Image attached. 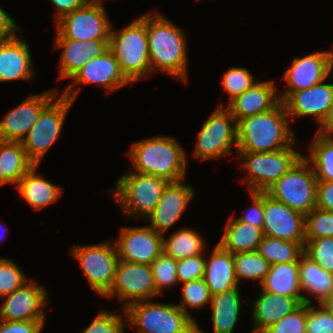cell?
Instances as JSON below:
<instances>
[{
	"instance_id": "6da1fadb",
	"label": "cell",
	"mask_w": 333,
	"mask_h": 333,
	"mask_svg": "<svg viewBox=\"0 0 333 333\" xmlns=\"http://www.w3.org/2000/svg\"><path fill=\"white\" fill-rule=\"evenodd\" d=\"M182 28L159 12L147 13L148 53L152 74L164 72L187 82V38Z\"/></svg>"
},
{
	"instance_id": "7a4b0ae2",
	"label": "cell",
	"mask_w": 333,
	"mask_h": 333,
	"mask_svg": "<svg viewBox=\"0 0 333 333\" xmlns=\"http://www.w3.org/2000/svg\"><path fill=\"white\" fill-rule=\"evenodd\" d=\"M285 106L241 119L237 123V152H275L296 145Z\"/></svg>"
},
{
	"instance_id": "3957f363",
	"label": "cell",
	"mask_w": 333,
	"mask_h": 333,
	"mask_svg": "<svg viewBox=\"0 0 333 333\" xmlns=\"http://www.w3.org/2000/svg\"><path fill=\"white\" fill-rule=\"evenodd\" d=\"M174 137L153 136L132 144L128 156L131 171L166 179L168 182L185 180L187 154Z\"/></svg>"
},
{
	"instance_id": "277c9868",
	"label": "cell",
	"mask_w": 333,
	"mask_h": 333,
	"mask_svg": "<svg viewBox=\"0 0 333 333\" xmlns=\"http://www.w3.org/2000/svg\"><path fill=\"white\" fill-rule=\"evenodd\" d=\"M108 48L131 83L152 74L148 53L147 14L139 16L118 31L111 28Z\"/></svg>"
},
{
	"instance_id": "5b68a950",
	"label": "cell",
	"mask_w": 333,
	"mask_h": 333,
	"mask_svg": "<svg viewBox=\"0 0 333 333\" xmlns=\"http://www.w3.org/2000/svg\"><path fill=\"white\" fill-rule=\"evenodd\" d=\"M124 310L126 323L137 333H205L177 304L141 300Z\"/></svg>"
},
{
	"instance_id": "8992f818",
	"label": "cell",
	"mask_w": 333,
	"mask_h": 333,
	"mask_svg": "<svg viewBox=\"0 0 333 333\" xmlns=\"http://www.w3.org/2000/svg\"><path fill=\"white\" fill-rule=\"evenodd\" d=\"M168 183L161 177L129 171L116 180L110 196L126 217L146 219L154 211Z\"/></svg>"
},
{
	"instance_id": "52a82bcc",
	"label": "cell",
	"mask_w": 333,
	"mask_h": 333,
	"mask_svg": "<svg viewBox=\"0 0 333 333\" xmlns=\"http://www.w3.org/2000/svg\"><path fill=\"white\" fill-rule=\"evenodd\" d=\"M265 193L305 216L316 208L317 179L312 165L303 155Z\"/></svg>"
},
{
	"instance_id": "ba28073f",
	"label": "cell",
	"mask_w": 333,
	"mask_h": 333,
	"mask_svg": "<svg viewBox=\"0 0 333 333\" xmlns=\"http://www.w3.org/2000/svg\"><path fill=\"white\" fill-rule=\"evenodd\" d=\"M73 101L57 95L39 114L38 119L22 140L26 155L34 165H39L46 153L59 139Z\"/></svg>"
},
{
	"instance_id": "9c48e42d",
	"label": "cell",
	"mask_w": 333,
	"mask_h": 333,
	"mask_svg": "<svg viewBox=\"0 0 333 333\" xmlns=\"http://www.w3.org/2000/svg\"><path fill=\"white\" fill-rule=\"evenodd\" d=\"M291 147L275 152H235L242 160V168L248 172L244 179L248 190L265 192L274 182L279 180L303 156Z\"/></svg>"
},
{
	"instance_id": "30bf717a",
	"label": "cell",
	"mask_w": 333,
	"mask_h": 333,
	"mask_svg": "<svg viewBox=\"0 0 333 333\" xmlns=\"http://www.w3.org/2000/svg\"><path fill=\"white\" fill-rule=\"evenodd\" d=\"M233 147L237 152V121L222 103L203 123L193 154L200 160L218 159Z\"/></svg>"
},
{
	"instance_id": "8fae6325",
	"label": "cell",
	"mask_w": 333,
	"mask_h": 333,
	"mask_svg": "<svg viewBox=\"0 0 333 333\" xmlns=\"http://www.w3.org/2000/svg\"><path fill=\"white\" fill-rule=\"evenodd\" d=\"M70 252L87 278L89 287L100 297L111 288L119 257L113 242L92 245H74Z\"/></svg>"
},
{
	"instance_id": "7c38bea8",
	"label": "cell",
	"mask_w": 333,
	"mask_h": 333,
	"mask_svg": "<svg viewBox=\"0 0 333 333\" xmlns=\"http://www.w3.org/2000/svg\"><path fill=\"white\" fill-rule=\"evenodd\" d=\"M107 14L102 3L88 1L81 8L64 15L55 27L65 39L109 40L113 25Z\"/></svg>"
},
{
	"instance_id": "4fadbf2b",
	"label": "cell",
	"mask_w": 333,
	"mask_h": 333,
	"mask_svg": "<svg viewBox=\"0 0 333 333\" xmlns=\"http://www.w3.org/2000/svg\"><path fill=\"white\" fill-rule=\"evenodd\" d=\"M122 302V309L129 304L151 300L159 296L156 290L153 273L150 265L137 264L118 260L115 269V278L110 290L103 298L116 297Z\"/></svg>"
},
{
	"instance_id": "5bb4252c",
	"label": "cell",
	"mask_w": 333,
	"mask_h": 333,
	"mask_svg": "<svg viewBox=\"0 0 333 333\" xmlns=\"http://www.w3.org/2000/svg\"><path fill=\"white\" fill-rule=\"evenodd\" d=\"M71 80L72 83L61 94L73 102L80 94L81 87L78 84L81 86L82 84H95L106 89V93L110 94L131 83L122 73L115 55L109 48L97 58L89 60Z\"/></svg>"
},
{
	"instance_id": "9a60e30c",
	"label": "cell",
	"mask_w": 333,
	"mask_h": 333,
	"mask_svg": "<svg viewBox=\"0 0 333 333\" xmlns=\"http://www.w3.org/2000/svg\"><path fill=\"white\" fill-rule=\"evenodd\" d=\"M333 70L331 50L316 51L302 57H295L282 77L286 90L279 93L283 102L291 93L308 89L325 81Z\"/></svg>"
},
{
	"instance_id": "2e32d148",
	"label": "cell",
	"mask_w": 333,
	"mask_h": 333,
	"mask_svg": "<svg viewBox=\"0 0 333 333\" xmlns=\"http://www.w3.org/2000/svg\"><path fill=\"white\" fill-rule=\"evenodd\" d=\"M120 260L151 265L163 253V235L147 226L121 229L117 242H114Z\"/></svg>"
},
{
	"instance_id": "e0dca14e",
	"label": "cell",
	"mask_w": 333,
	"mask_h": 333,
	"mask_svg": "<svg viewBox=\"0 0 333 333\" xmlns=\"http://www.w3.org/2000/svg\"><path fill=\"white\" fill-rule=\"evenodd\" d=\"M49 296L44 286L29 280L10 295L2 297L0 320L29 321L45 320L44 307L49 304Z\"/></svg>"
},
{
	"instance_id": "ac0fdd59",
	"label": "cell",
	"mask_w": 333,
	"mask_h": 333,
	"mask_svg": "<svg viewBox=\"0 0 333 333\" xmlns=\"http://www.w3.org/2000/svg\"><path fill=\"white\" fill-rule=\"evenodd\" d=\"M51 89L26 98L0 120V140L22 142L34 125L40 112L59 94Z\"/></svg>"
},
{
	"instance_id": "d6986e66",
	"label": "cell",
	"mask_w": 333,
	"mask_h": 333,
	"mask_svg": "<svg viewBox=\"0 0 333 333\" xmlns=\"http://www.w3.org/2000/svg\"><path fill=\"white\" fill-rule=\"evenodd\" d=\"M263 234L291 242H305V216L264 192Z\"/></svg>"
},
{
	"instance_id": "ffe728a7",
	"label": "cell",
	"mask_w": 333,
	"mask_h": 333,
	"mask_svg": "<svg viewBox=\"0 0 333 333\" xmlns=\"http://www.w3.org/2000/svg\"><path fill=\"white\" fill-rule=\"evenodd\" d=\"M194 195L193 186L186 184L184 180L169 182L154 211L146 218L149 221L148 226L165 235L182 216Z\"/></svg>"
},
{
	"instance_id": "44dd1931",
	"label": "cell",
	"mask_w": 333,
	"mask_h": 333,
	"mask_svg": "<svg viewBox=\"0 0 333 333\" xmlns=\"http://www.w3.org/2000/svg\"><path fill=\"white\" fill-rule=\"evenodd\" d=\"M282 103L290 120L312 116L320 126L333 106V84L322 81L308 89L291 93Z\"/></svg>"
},
{
	"instance_id": "7402d4cb",
	"label": "cell",
	"mask_w": 333,
	"mask_h": 333,
	"mask_svg": "<svg viewBox=\"0 0 333 333\" xmlns=\"http://www.w3.org/2000/svg\"><path fill=\"white\" fill-rule=\"evenodd\" d=\"M54 49H61L59 80L71 79L89 60L97 58L108 49L109 40L79 41L65 39L58 31L54 39Z\"/></svg>"
},
{
	"instance_id": "603a6c76",
	"label": "cell",
	"mask_w": 333,
	"mask_h": 333,
	"mask_svg": "<svg viewBox=\"0 0 333 333\" xmlns=\"http://www.w3.org/2000/svg\"><path fill=\"white\" fill-rule=\"evenodd\" d=\"M274 80L256 81L241 95L227 103V109L237 123L246 117L261 114L274 109L280 102V96Z\"/></svg>"
},
{
	"instance_id": "cb8c5ba5",
	"label": "cell",
	"mask_w": 333,
	"mask_h": 333,
	"mask_svg": "<svg viewBox=\"0 0 333 333\" xmlns=\"http://www.w3.org/2000/svg\"><path fill=\"white\" fill-rule=\"evenodd\" d=\"M32 54L29 44L19 35L0 43V82L32 80L36 76L33 70Z\"/></svg>"
},
{
	"instance_id": "d4e9b609",
	"label": "cell",
	"mask_w": 333,
	"mask_h": 333,
	"mask_svg": "<svg viewBox=\"0 0 333 333\" xmlns=\"http://www.w3.org/2000/svg\"><path fill=\"white\" fill-rule=\"evenodd\" d=\"M302 303L304 299H295L261 289L252 306L253 329L264 332Z\"/></svg>"
},
{
	"instance_id": "484cf974",
	"label": "cell",
	"mask_w": 333,
	"mask_h": 333,
	"mask_svg": "<svg viewBox=\"0 0 333 333\" xmlns=\"http://www.w3.org/2000/svg\"><path fill=\"white\" fill-rule=\"evenodd\" d=\"M203 279L211 295L239 287L235 275L234 254L217 244L210 258H206Z\"/></svg>"
},
{
	"instance_id": "4316f807",
	"label": "cell",
	"mask_w": 333,
	"mask_h": 333,
	"mask_svg": "<svg viewBox=\"0 0 333 333\" xmlns=\"http://www.w3.org/2000/svg\"><path fill=\"white\" fill-rule=\"evenodd\" d=\"M38 167L33 165L15 186L20 197L36 211L53 204L62 195V188L43 178L42 173H37Z\"/></svg>"
},
{
	"instance_id": "83f0119b",
	"label": "cell",
	"mask_w": 333,
	"mask_h": 333,
	"mask_svg": "<svg viewBox=\"0 0 333 333\" xmlns=\"http://www.w3.org/2000/svg\"><path fill=\"white\" fill-rule=\"evenodd\" d=\"M260 286L267 292L304 299L305 303H313V299L301 294L299 262L272 264Z\"/></svg>"
},
{
	"instance_id": "f1b7e54d",
	"label": "cell",
	"mask_w": 333,
	"mask_h": 333,
	"mask_svg": "<svg viewBox=\"0 0 333 333\" xmlns=\"http://www.w3.org/2000/svg\"><path fill=\"white\" fill-rule=\"evenodd\" d=\"M241 294L239 287L211 296L213 333H232L240 318Z\"/></svg>"
},
{
	"instance_id": "f546056e",
	"label": "cell",
	"mask_w": 333,
	"mask_h": 333,
	"mask_svg": "<svg viewBox=\"0 0 333 333\" xmlns=\"http://www.w3.org/2000/svg\"><path fill=\"white\" fill-rule=\"evenodd\" d=\"M224 229L218 244L232 254L256 251L264 236L262 229L239 221L234 215L228 219Z\"/></svg>"
},
{
	"instance_id": "4dcf8cb0",
	"label": "cell",
	"mask_w": 333,
	"mask_h": 333,
	"mask_svg": "<svg viewBox=\"0 0 333 333\" xmlns=\"http://www.w3.org/2000/svg\"><path fill=\"white\" fill-rule=\"evenodd\" d=\"M33 165L21 142L0 140V186H16Z\"/></svg>"
},
{
	"instance_id": "1f68e13d",
	"label": "cell",
	"mask_w": 333,
	"mask_h": 333,
	"mask_svg": "<svg viewBox=\"0 0 333 333\" xmlns=\"http://www.w3.org/2000/svg\"><path fill=\"white\" fill-rule=\"evenodd\" d=\"M299 279L301 292L317 299L318 304L323 303L333 289V273L324 270L305 253L299 258Z\"/></svg>"
},
{
	"instance_id": "d6a6232c",
	"label": "cell",
	"mask_w": 333,
	"mask_h": 333,
	"mask_svg": "<svg viewBox=\"0 0 333 333\" xmlns=\"http://www.w3.org/2000/svg\"><path fill=\"white\" fill-rule=\"evenodd\" d=\"M202 235L190 228L173 232L168 239L163 235V252L175 260L196 256L206 252Z\"/></svg>"
},
{
	"instance_id": "836d02e7",
	"label": "cell",
	"mask_w": 333,
	"mask_h": 333,
	"mask_svg": "<svg viewBox=\"0 0 333 333\" xmlns=\"http://www.w3.org/2000/svg\"><path fill=\"white\" fill-rule=\"evenodd\" d=\"M304 246L305 242H291L264 235L256 251L272 265L299 262Z\"/></svg>"
},
{
	"instance_id": "e575fe53",
	"label": "cell",
	"mask_w": 333,
	"mask_h": 333,
	"mask_svg": "<svg viewBox=\"0 0 333 333\" xmlns=\"http://www.w3.org/2000/svg\"><path fill=\"white\" fill-rule=\"evenodd\" d=\"M309 156H304L312 165L317 181H333V137L315 133Z\"/></svg>"
},
{
	"instance_id": "d590c367",
	"label": "cell",
	"mask_w": 333,
	"mask_h": 333,
	"mask_svg": "<svg viewBox=\"0 0 333 333\" xmlns=\"http://www.w3.org/2000/svg\"><path fill=\"white\" fill-rule=\"evenodd\" d=\"M235 275L240 280L258 281L259 286L270 270V264L257 252L249 251L234 254Z\"/></svg>"
},
{
	"instance_id": "8d00e7d4",
	"label": "cell",
	"mask_w": 333,
	"mask_h": 333,
	"mask_svg": "<svg viewBox=\"0 0 333 333\" xmlns=\"http://www.w3.org/2000/svg\"><path fill=\"white\" fill-rule=\"evenodd\" d=\"M211 294L204 279H198L183 283L181 302L177 304L188 316L196 323L197 321L191 316L188 311L190 309H202L203 306L209 305L211 302Z\"/></svg>"
},
{
	"instance_id": "74e56055",
	"label": "cell",
	"mask_w": 333,
	"mask_h": 333,
	"mask_svg": "<svg viewBox=\"0 0 333 333\" xmlns=\"http://www.w3.org/2000/svg\"><path fill=\"white\" fill-rule=\"evenodd\" d=\"M158 295H163L165 288L179 284L177 278V260L164 252L150 265Z\"/></svg>"
},
{
	"instance_id": "f35d334b",
	"label": "cell",
	"mask_w": 333,
	"mask_h": 333,
	"mask_svg": "<svg viewBox=\"0 0 333 333\" xmlns=\"http://www.w3.org/2000/svg\"><path fill=\"white\" fill-rule=\"evenodd\" d=\"M333 237V212L314 208L305 215V240Z\"/></svg>"
},
{
	"instance_id": "ab89813d",
	"label": "cell",
	"mask_w": 333,
	"mask_h": 333,
	"mask_svg": "<svg viewBox=\"0 0 333 333\" xmlns=\"http://www.w3.org/2000/svg\"><path fill=\"white\" fill-rule=\"evenodd\" d=\"M304 253L324 270L333 273V237L305 240Z\"/></svg>"
},
{
	"instance_id": "60d3db41",
	"label": "cell",
	"mask_w": 333,
	"mask_h": 333,
	"mask_svg": "<svg viewBox=\"0 0 333 333\" xmlns=\"http://www.w3.org/2000/svg\"><path fill=\"white\" fill-rule=\"evenodd\" d=\"M27 279L22 269L10 258H0V297L10 295L22 287Z\"/></svg>"
},
{
	"instance_id": "b9f144b4",
	"label": "cell",
	"mask_w": 333,
	"mask_h": 333,
	"mask_svg": "<svg viewBox=\"0 0 333 333\" xmlns=\"http://www.w3.org/2000/svg\"><path fill=\"white\" fill-rule=\"evenodd\" d=\"M117 314L113 311L101 310L89 326L79 333H125L126 314ZM123 316V317H122Z\"/></svg>"
},
{
	"instance_id": "7bdbcfd3",
	"label": "cell",
	"mask_w": 333,
	"mask_h": 333,
	"mask_svg": "<svg viewBox=\"0 0 333 333\" xmlns=\"http://www.w3.org/2000/svg\"><path fill=\"white\" fill-rule=\"evenodd\" d=\"M255 82L254 76L246 68L232 67L228 69L222 78L223 90L229 95L228 103L241 95Z\"/></svg>"
},
{
	"instance_id": "ee69618b",
	"label": "cell",
	"mask_w": 333,
	"mask_h": 333,
	"mask_svg": "<svg viewBox=\"0 0 333 333\" xmlns=\"http://www.w3.org/2000/svg\"><path fill=\"white\" fill-rule=\"evenodd\" d=\"M318 305L307 303V333H333V311Z\"/></svg>"
},
{
	"instance_id": "f6af8a7d",
	"label": "cell",
	"mask_w": 333,
	"mask_h": 333,
	"mask_svg": "<svg viewBox=\"0 0 333 333\" xmlns=\"http://www.w3.org/2000/svg\"><path fill=\"white\" fill-rule=\"evenodd\" d=\"M307 303H302L296 310L280 319L265 333H307Z\"/></svg>"
},
{
	"instance_id": "bcb514c9",
	"label": "cell",
	"mask_w": 333,
	"mask_h": 333,
	"mask_svg": "<svg viewBox=\"0 0 333 333\" xmlns=\"http://www.w3.org/2000/svg\"><path fill=\"white\" fill-rule=\"evenodd\" d=\"M206 257L202 254L177 260V278L179 283H186L204 277Z\"/></svg>"
},
{
	"instance_id": "7dc6e473",
	"label": "cell",
	"mask_w": 333,
	"mask_h": 333,
	"mask_svg": "<svg viewBox=\"0 0 333 333\" xmlns=\"http://www.w3.org/2000/svg\"><path fill=\"white\" fill-rule=\"evenodd\" d=\"M250 197L253 205L248 208L246 213L237 220L262 229L264 224V192L250 191Z\"/></svg>"
},
{
	"instance_id": "c3c4849f",
	"label": "cell",
	"mask_w": 333,
	"mask_h": 333,
	"mask_svg": "<svg viewBox=\"0 0 333 333\" xmlns=\"http://www.w3.org/2000/svg\"><path fill=\"white\" fill-rule=\"evenodd\" d=\"M45 323V320H0V333H41Z\"/></svg>"
},
{
	"instance_id": "681fc988",
	"label": "cell",
	"mask_w": 333,
	"mask_h": 333,
	"mask_svg": "<svg viewBox=\"0 0 333 333\" xmlns=\"http://www.w3.org/2000/svg\"><path fill=\"white\" fill-rule=\"evenodd\" d=\"M316 208L333 212V181H317Z\"/></svg>"
},
{
	"instance_id": "f907efd6",
	"label": "cell",
	"mask_w": 333,
	"mask_h": 333,
	"mask_svg": "<svg viewBox=\"0 0 333 333\" xmlns=\"http://www.w3.org/2000/svg\"><path fill=\"white\" fill-rule=\"evenodd\" d=\"M19 30L15 19L0 6V43L15 37Z\"/></svg>"
},
{
	"instance_id": "816d5d0a",
	"label": "cell",
	"mask_w": 333,
	"mask_h": 333,
	"mask_svg": "<svg viewBox=\"0 0 333 333\" xmlns=\"http://www.w3.org/2000/svg\"><path fill=\"white\" fill-rule=\"evenodd\" d=\"M55 5L56 14L55 23L59 21L64 15L75 11L76 9L84 6L88 0H50Z\"/></svg>"
},
{
	"instance_id": "f5cc1de1",
	"label": "cell",
	"mask_w": 333,
	"mask_h": 333,
	"mask_svg": "<svg viewBox=\"0 0 333 333\" xmlns=\"http://www.w3.org/2000/svg\"><path fill=\"white\" fill-rule=\"evenodd\" d=\"M317 133L328 137H333V106L330 108L327 117L320 125Z\"/></svg>"
},
{
	"instance_id": "db71d44e",
	"label": "cell",
	"mask_w": 333,
	"mask_h": 333,
	"mask_svg": "<svg viewBox=\"0 0 333 333\" xmlns=\"http://www.w3.org/2000/svg\"><path fill=\"white\" fill-rule=\"evenodd\" d=\"M326 308L330 309L333 311V289L329 293V296L324 300L322 303Z\"/></svg>"
},
{
	"instance_id": "11a10c76",
	"label": "cell",
	"mask_w": 333,
	"mask_h": 333,
	"mask_svg": "<svg viewBox=\"0 0 333 333\" xmlns=\"http://www.w3.org/2000/svg\"><path fill=\"white\" fill-rule=\"evenodd\" d=\"M89 2H99V3H103V0H88Z\"/></svg>"
},
{
	"instance_id": "9f6ffc18",
	"label": "cell",
	"mask_w": 333,
	"mask_h": 333,
	"mask_svg": "<svg viewBox=\"0 0 333 333\" xmlns=\"http://www.w3.org/2000/svg\"><path fill=\"white\" fill-rule=\"evenodd\" d=\"M252 332H253V333H265V332H263V331H256V330H253Z\"/></svg>"
},
{
	"instance_id": "6f0895ef",
	"label": "cell",
	"mask_w": 333,
	"mask_h": 333,
	"mask_svg": "<svg viewBox=\"0 0 333 333\" xmlns=\"http://www.w3.org/2000/svg\"><path fill=\"white\" fill-rule=\"evenodd\" d=\"M331 53H332V67H333V50L331 49Z\"/></svg>"
},
{
	"instance_id": "680465c9",
	"label": "cell",
	"mask_w": 333,
	"mask_h": 333,
	"mask_svg": "<svg viewBox=\"0 0 333 333\" xmlns=\"http://www.w3.org/2000/svg\"><path fill=\"white\" fill-rule=\"evenodd\" d=\"M2 229V228H1ZM8 231V228H7V226L5 227V231ZM5 237V234H4V236H2V239Z\"/></svg>"
}]
</instances>
